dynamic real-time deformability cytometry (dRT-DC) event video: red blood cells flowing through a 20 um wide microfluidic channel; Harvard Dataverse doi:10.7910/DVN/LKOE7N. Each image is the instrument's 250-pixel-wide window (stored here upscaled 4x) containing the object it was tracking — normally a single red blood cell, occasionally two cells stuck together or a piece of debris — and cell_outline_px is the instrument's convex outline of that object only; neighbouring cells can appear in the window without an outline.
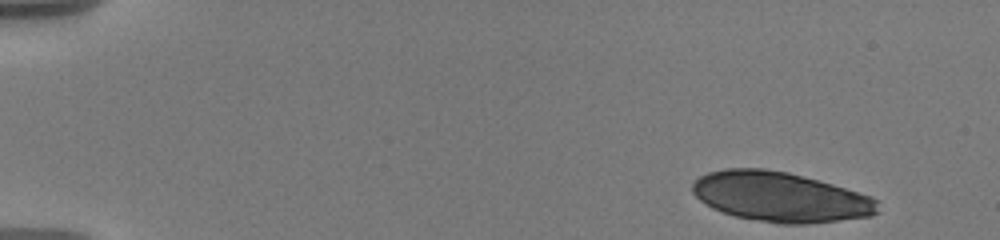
{"species": "human", "species_latin": "Homo sapiens", "temperature_condition": "warm", "stored_images_in_passage": 4, "camera_frame_rate_fps": 3000, "um_per_image_px": 0.085, "donor": {"sex": "male"}, "frame": {"image": 1, "passage_image": 1, "time_ms": 0.0, "image_size_px": [1000, 240], "cell_outline_px": [[880, 212], [872, 216], [808, 224], [780, 224], [736, 216], [712, 208], [700, 200], [692, 192], [692, 184], [700, 176], [708, 172], [724, 168], [764, 168], [788, 172], [832, 184], [872, 196], [876, 200]], "centroid_in_image_um": [66.34, 16.73], "position_along_channel_um": 18.7, "area_um2": 53.81}}